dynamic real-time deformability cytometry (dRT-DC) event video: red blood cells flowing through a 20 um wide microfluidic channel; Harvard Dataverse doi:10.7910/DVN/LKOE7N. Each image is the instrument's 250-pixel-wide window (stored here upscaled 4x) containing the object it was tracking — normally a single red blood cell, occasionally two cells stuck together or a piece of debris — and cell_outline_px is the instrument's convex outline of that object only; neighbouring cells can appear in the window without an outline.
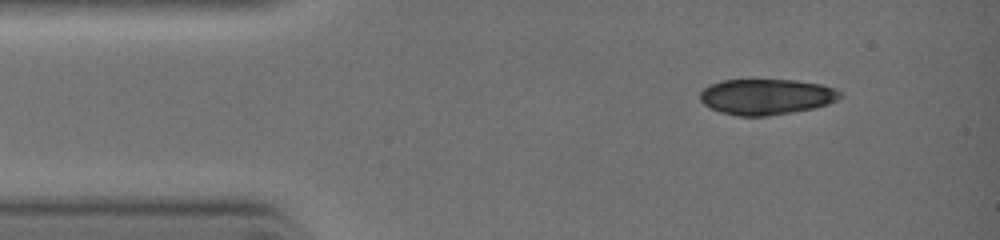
{"species": "common noctule bat (a hibernating species)", "species_latin": "Nyctalus noctula", "temperature_condition": "warm", "stored_images_in_passage": 27, "camera_frame_rate_fps": 3000, "um_per_image_px": 0.085, "animal": {"sex": "female", "body_mass_g": 19.0, "forearm_length_mm": 51.5}, "frame": {"image": 1, "passage_image": 1, "time_ms": 0.0, "image_size_px": [1000, 240], "cell_outline_px": [[844, 96], [828, 104], [816, 108], [768, 116], [736, 116], [720, 112], [704, 104], [700, 100], [700, 92], [708, 84], [724, 80], [796, 80], [820, 84], [836, 88], [844, 92]], "centroid_in_image_um": [65.18, 8.22], "position_along_channel_um": 19.8, "area_um2": 29.48}}